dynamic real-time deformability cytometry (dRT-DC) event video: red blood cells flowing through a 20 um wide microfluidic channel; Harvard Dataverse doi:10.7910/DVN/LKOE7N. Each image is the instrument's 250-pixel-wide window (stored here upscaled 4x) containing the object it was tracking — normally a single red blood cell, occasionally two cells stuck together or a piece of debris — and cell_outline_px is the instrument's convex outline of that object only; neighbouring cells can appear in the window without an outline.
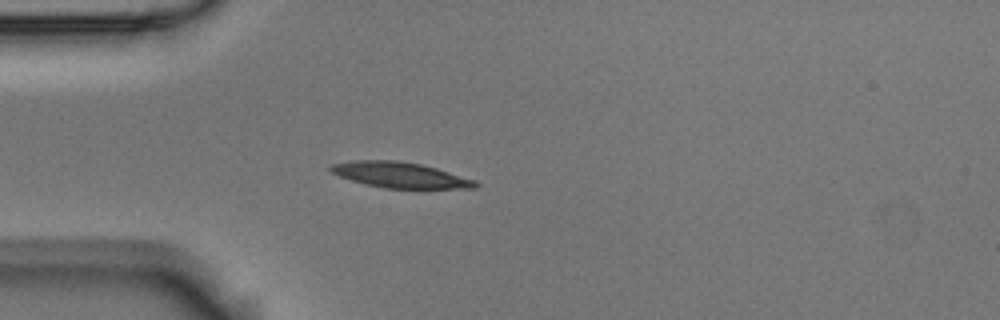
{"species": "Egyptian fruit bat (a non-hibernating species)", "species_latin": "Rousettus aegyptiacus", "temperature_condition": "room temperature", "stored_images_in_passage": 5, "camera_frame_rate_fps": 3000, "um_per_image_px": 0.085, "animal": {"sex": "male"}, "frame": {"image": 1, "passage_image": 5, "time_ms": 1.333, "image_size_px": [1000, 320], "cell_outline_px": [[480, 184], [476, 188], [384, 188], [364, 184], [340, 176], [332, 172], [328, 168], [332, 164], [352, 160], [400, 160], [420, 164], [436, 168], [476, 180]], "centroid_in_image_um": [34.01, 14.87], "position_along_channel_um": 51.0, "area_um2": 21.56}}